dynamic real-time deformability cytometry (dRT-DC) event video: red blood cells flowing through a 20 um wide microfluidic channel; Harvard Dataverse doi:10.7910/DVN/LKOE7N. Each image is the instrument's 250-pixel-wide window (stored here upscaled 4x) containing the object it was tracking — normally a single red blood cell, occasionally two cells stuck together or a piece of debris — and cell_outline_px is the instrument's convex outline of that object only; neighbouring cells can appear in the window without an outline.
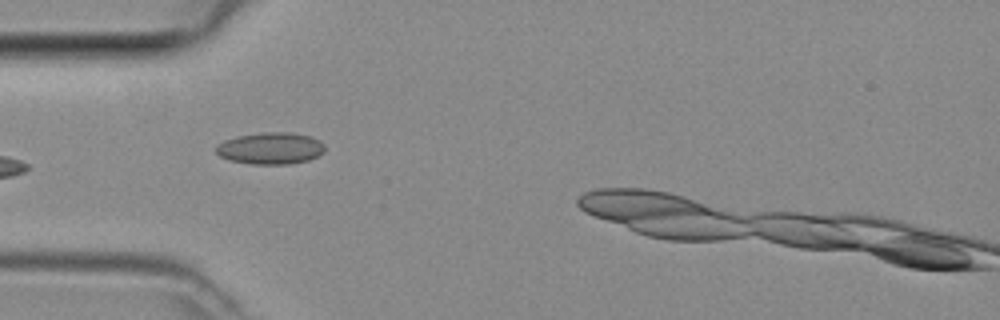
{"species": "common noctule bat (a hibernating species)", "species_latin": "Nyctalus noctula", "temperature_condition": "room temperature", "stored_images_in_passage": 20, "camera_frame_rate_fps": 3000, "um_per_image_px": 0.085, "animal": {"sex": "female", "body_mass_g": 29.2, "forearm_length_mm": 56.3}, "frame": {"image": 1, "passage_image": 1, "time_ms": 0.0, "image_size_px": [1000, 320], "cell_outline_px": [[324, 152], [308, 160], [288, 164], [252, 164], [228, 160], [220, 156], [216, 152], [216, 144], [224, 140], [236, 136], [264, 132], [292, 132], [312, 136], [320, 140], [324, 144]], "centroid_in_image_um": [22.99, 12.59], "position_along_channel_um": 62.0, "area_um2": 20.35}}
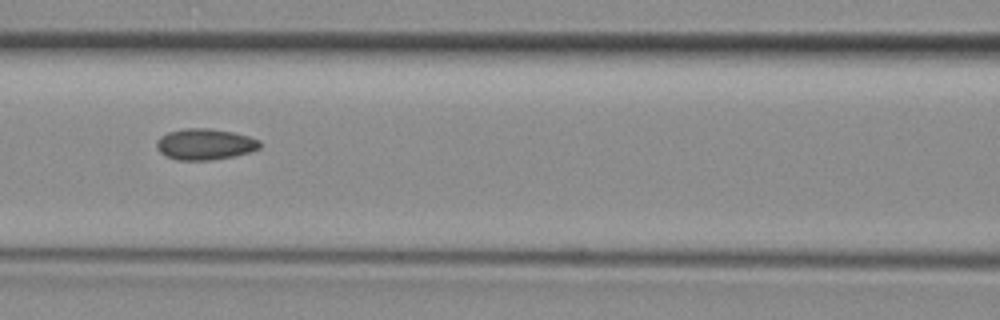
{"frame": {"image": 2, "passage_image": 7, "time_ms": 2.0, "image_size_px": [1000, 320], "cell_outline_px": [[260, 148], [248, 152], [232, 156], [208, 160], [176, 160], [160, 152], [156, 148], [156, 140], [160, 136], [168, 132], [184, 128], [208, 128], [232, 132], [248, 136], [260, 140]], "centroid_in_image_um": [17.38, 12.25], "position_along_channel_um": 149.2, "area_um2": 18.61}}
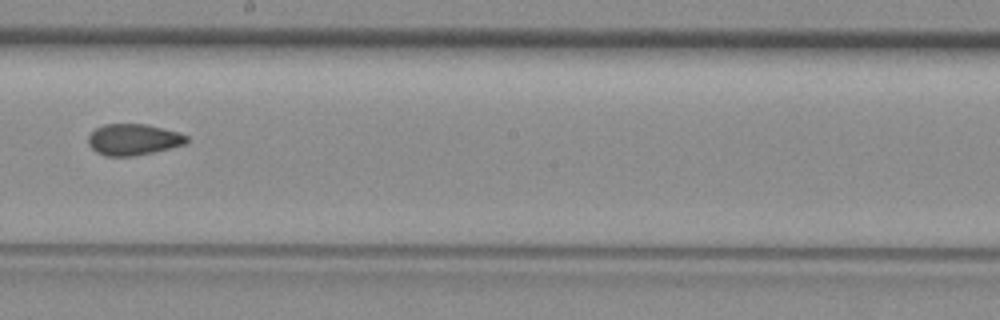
{"frame": {"image": 3, "passage_image": 13, "time_ms": 4.0, "image_size_px": [1000, 320], "cell_outline_px": [[188, 140], [184, 144], [152, 152], [132, 156], [104, 156], [96, 152], [88, 144], [88, 136], [96, 128], [104, 124], [148, 124], [180, 132], [188, 136]], "centroid_in_image_um": [11.32, 11.85], "position_along_channel_um": 236.9, "area_um2": 17.92}}